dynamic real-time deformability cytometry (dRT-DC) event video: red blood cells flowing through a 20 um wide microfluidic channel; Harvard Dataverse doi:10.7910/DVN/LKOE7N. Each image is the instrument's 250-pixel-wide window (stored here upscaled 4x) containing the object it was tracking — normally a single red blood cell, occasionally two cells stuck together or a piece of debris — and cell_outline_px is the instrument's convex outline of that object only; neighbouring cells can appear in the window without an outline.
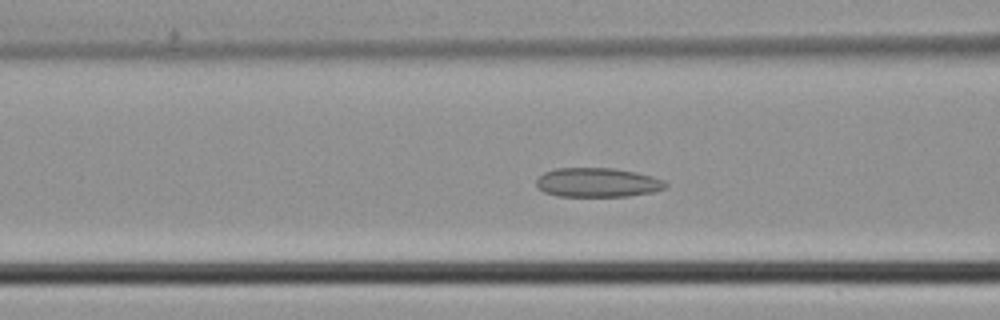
{"species": "common noctule bat (a hibernating species)", "species_latin": "Nyctalus noctula", "temperature_condition": "cold", "stored_images_in_passage": 45, "camera_frame_rate_fps": 3000, "um_per_image_px": 0.085, "animal": {"sex": "male", "body_mass_g": 21.5, "forearm_length_mm": 52.0}, "frame": {"image": 1, "passage_image": 17, "time_ms": 5.333, "image_size_px": [1000, 320], "cell_outline_px": [[668, 184], [664, 188], [652, 192], [628, 196], [560, 196], [544, 192], [536, 188], [536, 180], [544, 172], [556, 168], [616, 168], [636, 172], [652, 176], [664, 180]], "centroid_in_image_um": [50.77, 15.51], "position_along_channel_um": 115.8, "area_um2": 22.08}}
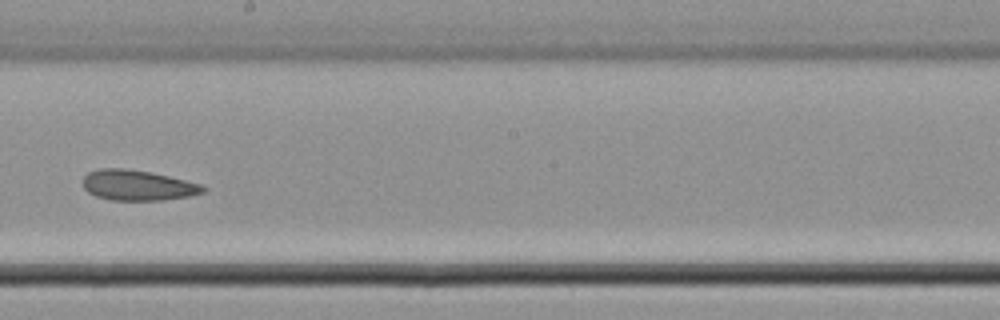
{"frame": {"image": 2, "passage_image": 25, "time_ms": 8.0, "image_size_px": [1000, 320], "cell_outline_px": [[208, 188], [204, 192], [188, 196], [164, 200], [112, 200], [96, 196], [88, 192], [84, 188], [84, 176], [88, 172], [100, 168], [124, 168], [152, 172], [200, 184]], "centroid_in_image_um": [11.7, 15.74], "position_along_channel_um": 236.5, "area_um2": 21.21}}
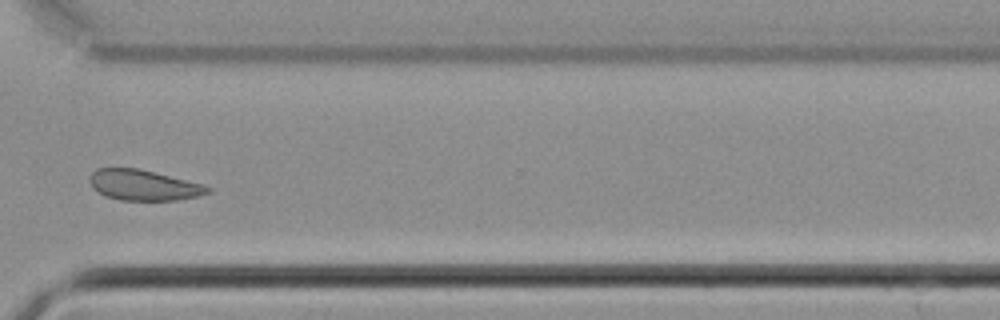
{"frame": {"image": 3, "passage_image": 33, "time_ms": 10.667, "image_size_px": [1000, 320], "cell_outline_px": [[212, 188], [208, 192], [200, 196], [176, 200], [120, 200], [104, 196], [96, 192], [92, 188], [92, 172], [96, 168], [136, 168], [200, 184]], "centroid_in_image_um": [12.16, 15.75], "position_along_channel_um": 358.4, "area_um2": 20.58}}